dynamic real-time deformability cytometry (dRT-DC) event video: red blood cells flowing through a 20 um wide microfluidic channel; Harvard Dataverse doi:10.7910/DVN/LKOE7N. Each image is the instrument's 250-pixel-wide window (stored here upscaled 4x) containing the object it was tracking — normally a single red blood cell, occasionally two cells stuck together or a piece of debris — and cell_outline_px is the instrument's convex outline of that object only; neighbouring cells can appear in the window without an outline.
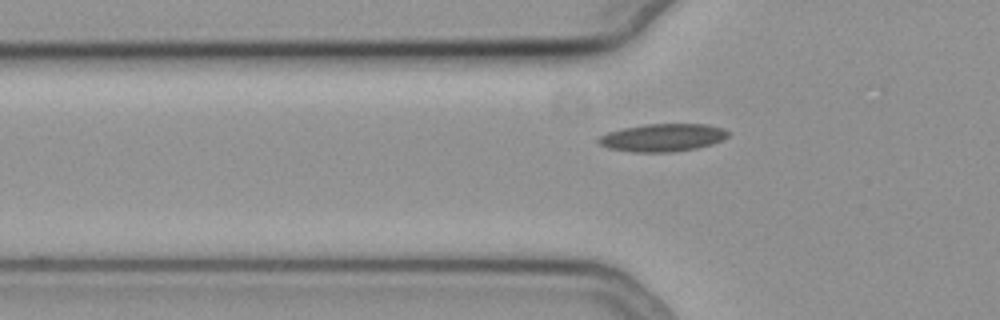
{"species": "common noctule bat (a hibernating species)", "species_latin": "Nyctalus noctula", "temperature_condition": "cold", "stored_images_in_passage": 41, "camera_frame_rate_fps": 3000, "um_per_image_px": 0.085, "animal": {"sex": "female", "body_mass_g": 19.3, "forearm_length_mm": 54.1}, "frame": {"image": 1, "passage_image": 9, "time_ms": 2.667, "image_size_px": [1000, 320], "cell_outline_px": [[728, 136], [712, 144], [696, 148], [672, 152], [632, 152], [608, 148], [600, 144], [596, 140], [600, 136], [608, 132], [624, 128], [644, 124], [708, 124], [724, 128], [728, 132]], "centroid_in_image_um": [56.32, 11.69], "position_along_channel_um": 69.5, "area_um2": 20.92}}
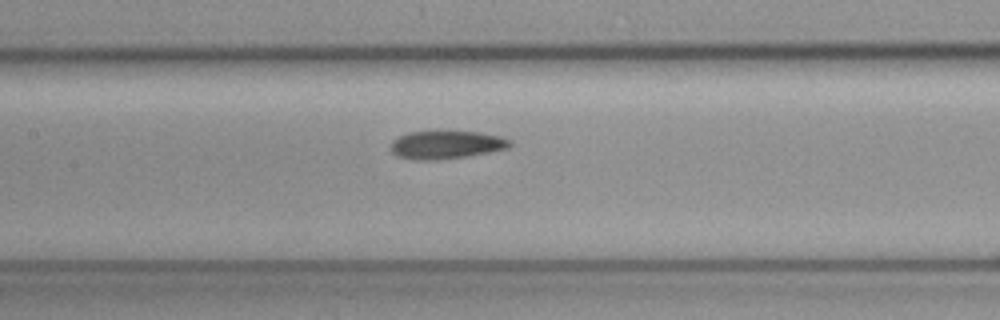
{"frame": {"image": 2, "passage_image": 17, "time_ms": 5.333, "image_size_px": [1000, 320], "cell_outline_px": [[512, 144], [508, 148], [468, 156], [436, 160], [416, 160], [396, 156], [392, 152], [392, 140], [408, 132], [440, 128], [480, 132], [500, 136], [512, 140]], "centroid_in_image_um": [37.93, 12.25], "position_along_channel_um": 169.5, "area_um2": 20.4}}
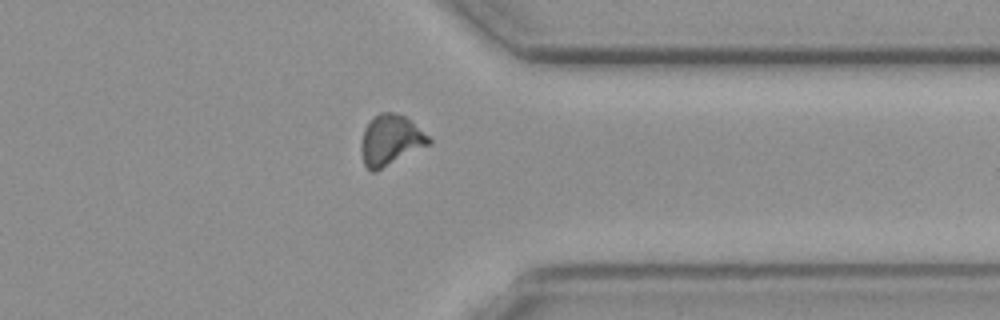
{"frame": {"image": 3, "passage_image": 34, "time_ms": 11.0, "image_size_px": [1000, 320], "cell_outline_px": [[432, 144], [372, 172], [368, 172], [364, 164], [360, 152], [360, 144], [364, 128], [380, 112], [392, 112], [404, 116], [428, 136], [432, 140]], "centroid_in_image_um": [33.17, 11.93], "position_along_channel_um": 378.2, "area_um2": 19.65}}